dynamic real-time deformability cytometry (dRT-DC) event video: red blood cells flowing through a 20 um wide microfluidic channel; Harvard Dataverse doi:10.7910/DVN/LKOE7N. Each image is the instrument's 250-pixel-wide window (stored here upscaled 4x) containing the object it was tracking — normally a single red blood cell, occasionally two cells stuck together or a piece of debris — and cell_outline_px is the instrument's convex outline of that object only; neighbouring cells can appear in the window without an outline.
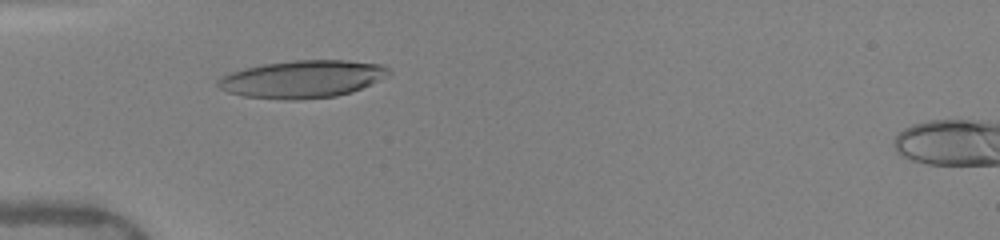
{"species": "human", "species_latin": "Homo sapiens", "temperature_condition": "warm", "stored_images_in_passage": 48, "camera_frame_rate_fps": 3000, "um_per_image_px": 0.085, "donor": {"sex": "female"}, "frame": {"image": 1, "passage_image": 14, "time_ms": 4.333, "image_size_px": [1000, 240], "cell_outline_px": [[392, 72], [352, 92], [336, 96], [296, 100], [288, 100], [244, 96], [228, 92], [220, 88], [216, 84], [216, 80], [220, 76], [244, 68], [264, 64], [296, 60], [348, 60], [380, 64], [388, 68]], "centroid_in_image_um": [25.65, 6.72], "position_along_channel_um": 59.3, "area_um2": 37.05}}
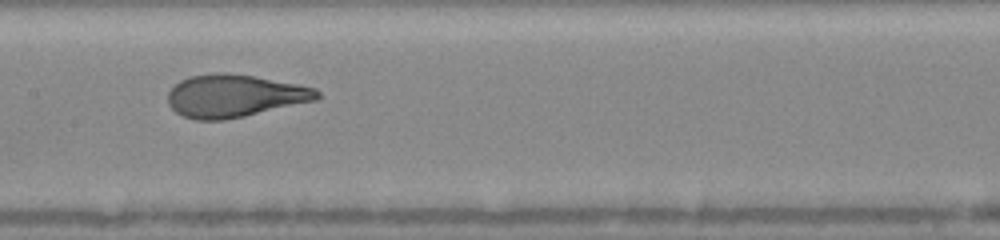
{"frame": {"image": 2, "passage_image": 24, "time_ms": 7.667, "image_size_px": [1000, 240], "cell_outline_px": [[320, 96], [316, 100], [244, 116], [224, 120], [196, 120], [184, 116], [176, 112], [168, 104], [168, 92], [180, 80], [188, 76], [216, 72], [228, 72], [256, 76], [300, 84], [316, 88], [320, 92]], "centroid_in_image_um": [19.94, 8.13], "position_along_channel_um": 187.5, "area_um2": 37.28}}
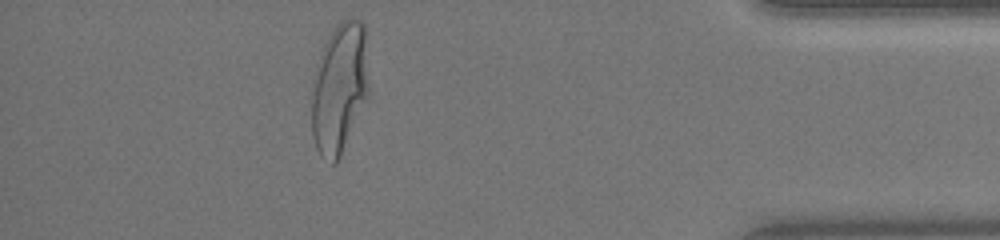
{"frame": {"image": 3, "passage_image": 43, "time_ms": 14.0, "image_size_px": [1000, 240], "cell_outline_px": [[368, 96], [340, 156], [336, 164], [332, 164], [320, 156], [316, 148], [312, 136], [312, 80], [316, 64], [324, 44], [336, 24], [340, 20], [352, 16], [360, 20], [364, 24], [368, 88]], "centroid_in_image_um": [28.82, 7.47], "position_along_channel_um": 406.4, "area_um2": 43.58}, "authors_computed_cell_mechanics": {"area_um2": 37.1365, "velocity_mm_per_s": 4.0468, "shape_relaxation_time_tau1_ms": 3.8996, "shape_relaxation_time_tau2_ms": null, "deformation_change_tau1": 0.2177, "deformation_change_tau2": null}}